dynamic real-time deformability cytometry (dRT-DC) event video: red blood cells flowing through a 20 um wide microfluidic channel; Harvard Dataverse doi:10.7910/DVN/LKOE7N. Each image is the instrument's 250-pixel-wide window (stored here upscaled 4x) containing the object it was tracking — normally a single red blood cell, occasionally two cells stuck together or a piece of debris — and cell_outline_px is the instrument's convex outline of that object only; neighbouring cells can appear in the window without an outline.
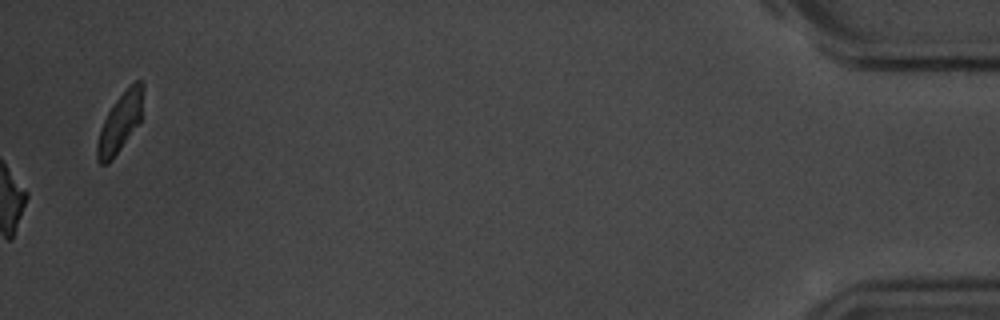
{"species": "common noctule bat (a hibernating species)", "species_latin": "Nyctalus noctula", "temperature_condition": "room temperature", "stored_images_in_passage": 56, "camera_frame_rate_fps": 3000, "um_per_image_px": 0.085, "animal": {"sex": "male", "body_mass_g": 20.1, "forearm_length_mm": 53.5}, "frame": {"image": 1, "passage_image": 56, "time_ms": 18.333, "image_size_px": [1000, 320], "cell_outline_px": [[144, 88], [140, 120], [112, 160], [108, 164], [100, 164], [96, 160], [96, 144], [100, 128], [112, 104], [136, 80], [140, 80], [144, 84]], "centroid_in_image_um": [10.18, 10.43], "position_along_channel_um": 425.0, "area_um2": 15.55}, "authors_computed_cell_mechanics": {"area_um2": 16.9354, "velocity_mm_per_s": 3.6444, "shape_relaxation_time_tau1_ms": 2.6422, "shape_relaxation_time_tau2_ms": 10.9279, "deformation_change_tau1": 0.1534, "deformation_change_tau2": 0.2027}}